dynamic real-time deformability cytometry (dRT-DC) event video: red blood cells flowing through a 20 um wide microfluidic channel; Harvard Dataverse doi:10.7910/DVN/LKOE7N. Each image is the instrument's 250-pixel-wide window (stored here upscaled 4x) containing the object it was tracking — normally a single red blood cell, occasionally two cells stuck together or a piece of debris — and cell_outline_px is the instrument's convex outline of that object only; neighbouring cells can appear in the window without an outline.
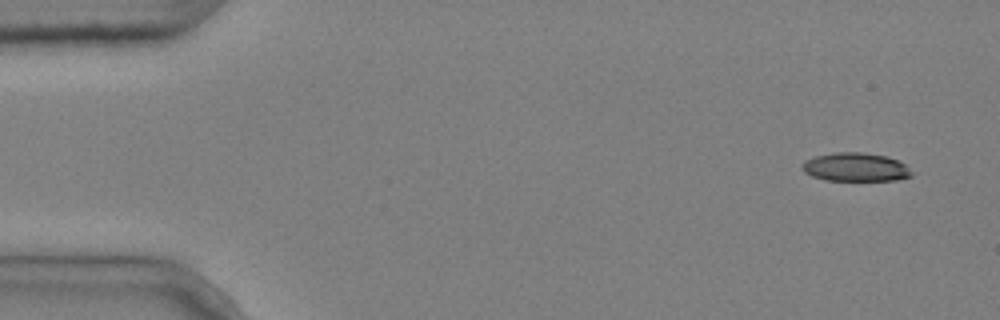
{"species": "common noctule bat (a hibernating species)", "species_latin": "Nyctalus noctula", "temperature_condition": "cold", "stored_images_in_passage": 5, "camera_frame_rate_fps": 3000, "um_per_image_px": 0.085, "animal": {"sex": "male", "body_mass_g": 20.4}, "frame": {"image": 1, "passage_image": 1, "time_ms": 0.0, "image_size_px": [1000, 320], "cell_outline_px": [[912, 176], [896, 180], [824, 180], [812, 176], [804, 172], [800, 168], [804, 160], [816, 156], [836, 152], [864, 152], [888, 156], [904, 164], [912, 172]], "centroid_in_image_um": [72.69, 14.2], "position_along_channel_um": 12.3, "area_um2": 18.26}}
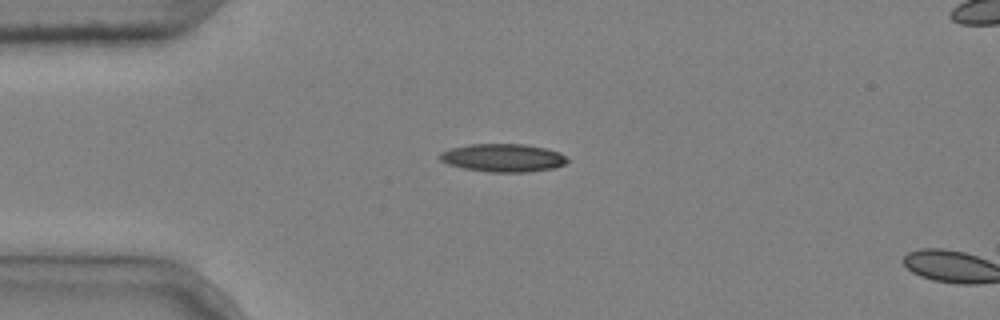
{"frame": {"image": 2, "passage_image": 4, "time_ms": 1.0, "image_size_px": [1000, 320], "cell_outline_px": [[568, 160], [564, 164], [552, 168], [528, 172], [488, 172], [464, 168], [448, 164], [440, 160], [440, 152], [448, 148], [468, 144], [524, 144], [544, 148], [560, 152]], "centroid_in_image_um": [42.71, 13.41], "position_along_channel_um": 42.3, "area_um2": 20.81}}